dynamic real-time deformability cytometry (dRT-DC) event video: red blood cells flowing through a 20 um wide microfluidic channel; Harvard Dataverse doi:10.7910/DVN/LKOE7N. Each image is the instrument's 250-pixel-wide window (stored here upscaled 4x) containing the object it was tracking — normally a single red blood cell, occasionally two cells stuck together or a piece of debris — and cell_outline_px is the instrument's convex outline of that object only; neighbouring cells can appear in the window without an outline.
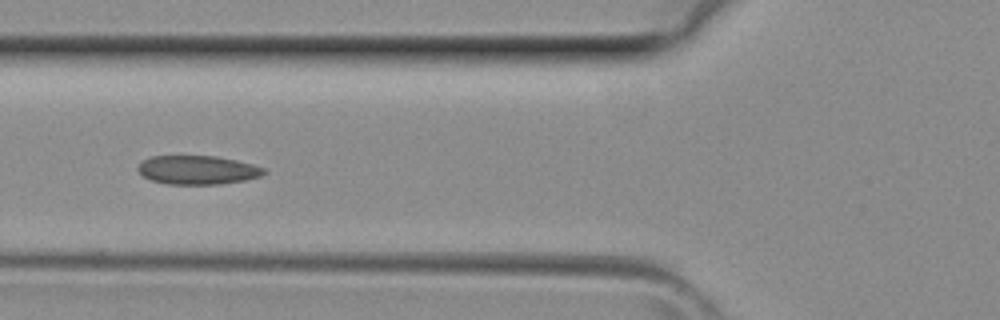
{"species": "common noctule bat (a hibernating species)", "species_latin": "Nyctalus noctula", "temperature_condition": "room temperature", "stored_images_in_passage": 4, "camera_frame_rate_fps": 3000, "um_per_image_px": 0.085, "animal": {"sex": "female", "body_mass_g": 29.2, "forearm_length_mm": 56.3}, "frame": {"image": 1, "passage_image": 3, "time_ms": 0.667, "image_size_px": [1000, 320], "cell_outline_px": [[268, 172], [260, 176], [244, 180], [220, 184], [168, 184], [152, 180], [144, 176], [136, 168], [144, 160], [152, 156], [216, 156], [236, 160], [252, 164], [264, 168]], "centroid_in_image_um": [16.81, 14.44], "position_along_channel_um": 109.0, "area_um2": 20.98}}
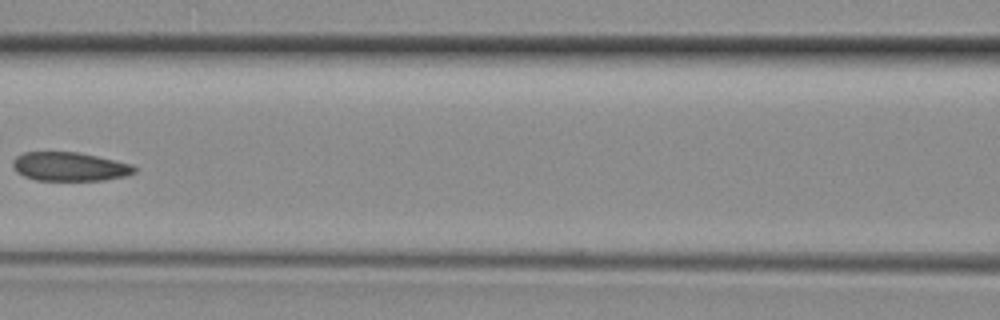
{"frame": {"image": 2, "passage_image": 4, "time_ms": 1.0, "image_size_px": [1000, 320], "cell_outline_px": [[136, 172], [124, 176], [104, 180], [36, 180], [24, 176], [16, 172], [12, 168], [12, 160], [16, 156], [24, 152], [80, 152], [132, 164], [136, 168]], "centroid_in_image_um": [5.89, 14.15], "position_along_channel_um": 160.7, "area_um2": 20.52}}